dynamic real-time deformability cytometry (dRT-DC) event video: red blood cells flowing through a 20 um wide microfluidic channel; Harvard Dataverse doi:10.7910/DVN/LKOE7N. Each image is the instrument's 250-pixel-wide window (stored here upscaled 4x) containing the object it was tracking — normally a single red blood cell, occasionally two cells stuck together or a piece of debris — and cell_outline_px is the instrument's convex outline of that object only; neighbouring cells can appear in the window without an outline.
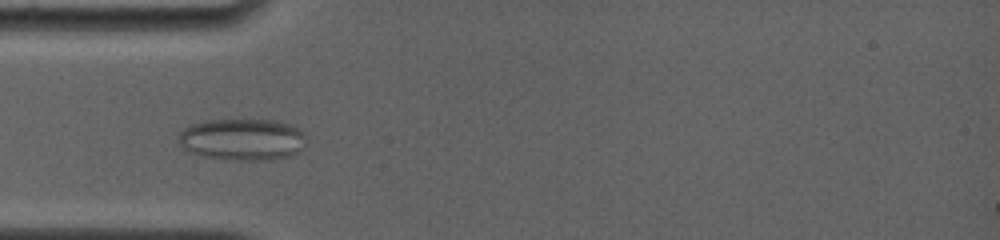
{"species": "common noctule bat (a hibernating species)", "species_latin": "Nyctalus noctula", "temperature_condition": "room temperature", "stored_images_in_passage": 59, "camera_frame_rate_fps": 4000, "um_per_image_px": 0.085, "animal": {"sex": "female", "body_mass_g": 19.0, "forearm_length_mm": 56.7}, "frame": {"image": 1, "passage_image": 17, "time_ms": 4.25, "image_size_px": [1000, 240], "cell_outline_px": [[308, 136], [304, 148], [300, 152], [288, 156], [272, 160], [236, 160], [200, 156], [184, 148], [180, 144], [176, 136], [184, 128], [192, 124], [204, 120], [276, 120], [288, 124], [304, 132]], "centroid_in_image_um": [20.63, 11.86], "position_along_channel_um": 64.4, "area_um2": 31.44}}
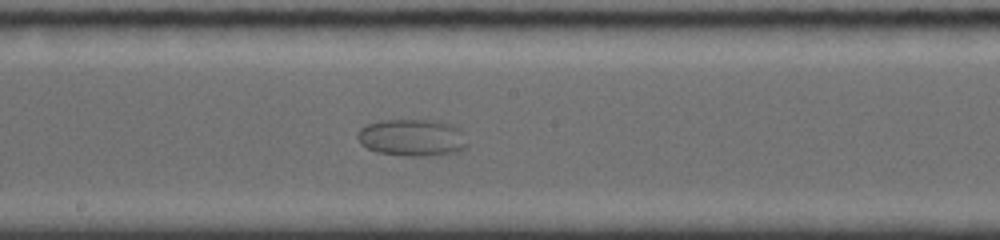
{"frame": {"image": 2, "passage_image": 33, "time_ms": 8.5, "image_size_px": [1000, 240], "cell_outline_px": [[468, 148], [460, 152], [420, 156], [408, 156], [380, 152], [368, 148], [360, 144], [356, 136], [356, 132], [364, 124], [380, 120], [432, 120], [452, 124], [460, 128], [468, 144]], "centroid_in_image_um": [35.04, 11.69], "position_along_channel_um": 213.2, "area_um2": 23.99}}
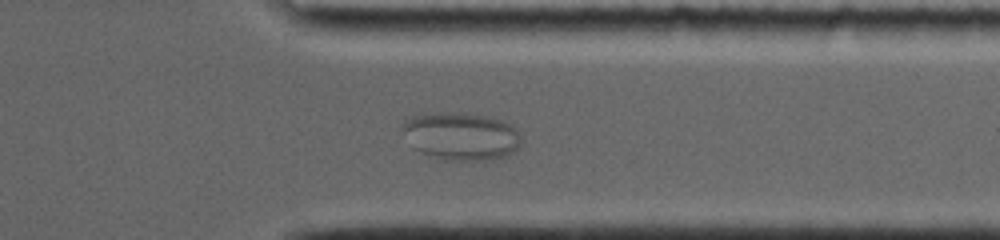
{"frame": {"image": 3, "passage_image": 48, "time_ms": 13.0, "image_size_px": [1000, 240], "cell_outline_px": [[520, 144], [512, 152], [504, 156], [484, 160], [444, 160], [412, 148], [400, 128], [400, 124], [404, 120], [412, 116], [444, 112], [464, 112], [484, 116], [500, 120], [512, 124], [520, 132]], "centroid_in_image_um": [39.16, 11.56], "position_along_channel_um": 372.2, "area_um2": 33.12}}